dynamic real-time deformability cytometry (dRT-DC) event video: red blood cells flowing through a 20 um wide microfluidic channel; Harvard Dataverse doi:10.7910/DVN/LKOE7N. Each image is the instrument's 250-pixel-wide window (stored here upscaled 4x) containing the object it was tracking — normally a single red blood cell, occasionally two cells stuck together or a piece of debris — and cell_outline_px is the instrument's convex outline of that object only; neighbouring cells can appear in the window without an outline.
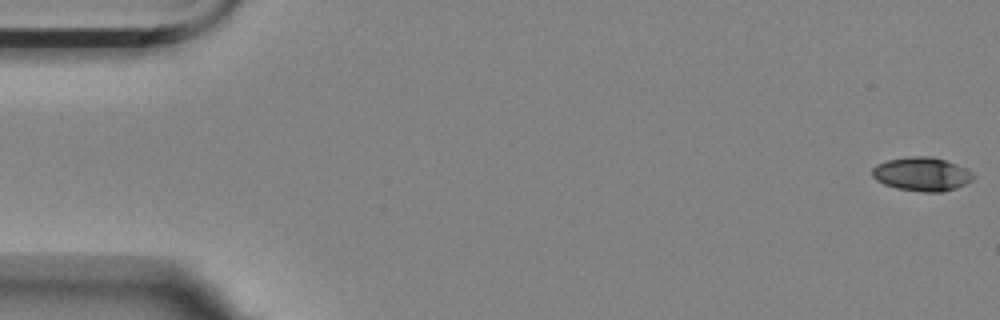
{"species": "Egyptian fruit bat (a non-hibernating species)", "species_latin": "Rousettus aegyptiacus", "temperature_condition": "room temperature", "stored_images_in_passage": 8, "camera_frame_rate_fps": 3000, "um_per_image_px": 0.085, "animal": {"sex": "female"}, "frame": {"image": 1, "passage_image": 1, "time_ms": 0.0, "image_size_px": [1000, 320], "cell_outline_px": [[976, 176], [972, 180], [956, 188], [940, 192], [924, 192], [896, 188], [884, 184], [876, 180], [872, 176], [872, 168], [876, 164], [888, 160], [912, 156], [932, 156], [956, 164], [972, 172]], "centroid_in_image_um": [78.34, 14.8], "position_along_channel_um": 6.7, "area_um2": 19.83}}